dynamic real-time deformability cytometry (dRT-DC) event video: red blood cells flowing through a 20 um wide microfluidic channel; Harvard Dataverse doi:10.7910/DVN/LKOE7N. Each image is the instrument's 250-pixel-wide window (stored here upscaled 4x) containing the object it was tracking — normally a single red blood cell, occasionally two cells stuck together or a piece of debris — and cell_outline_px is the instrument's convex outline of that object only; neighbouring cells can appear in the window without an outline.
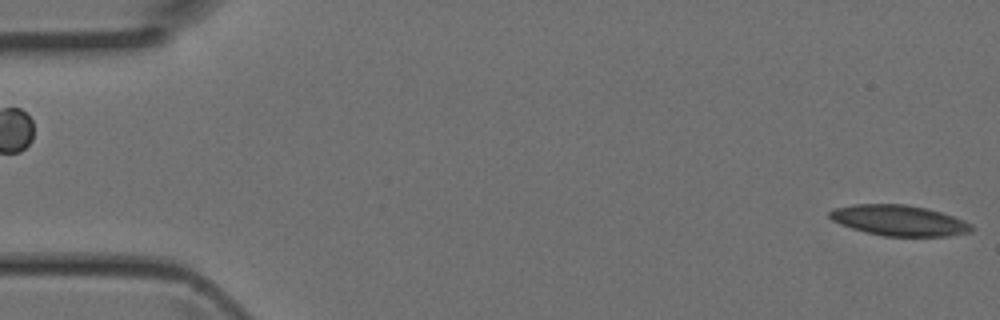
{"species": "Egyptian fruit bat (a non-hibernating species)", "species_latin": "Rousettus aegyptiacus", "temperature_condition": "room temperature", "stored_images_in_passage": 2, "segment_of_instrument_passage": [2, 2], "camera_frame_rate_fps": 3000, "um_per_image_px": 0.085, "animal": {"sex": "female"}, "frame": {"image": 1, "passage_image": 2, "time_ms": 0.333, "image_size_px": [1000, 320], "cell_outline_px": [[976, 228], [968, 232], [948, 236], [884, 236], [852, 228], [840, 224], [832, 220], [828, 216], [828, 212], [832, 208], [856, 204], [904, 204], [928, 208], [964, 220], [972, 224]], "centroid_in_image_um": [76.42, 18.73], "position_along_channel_um": 8.6, "area_um2": 25.32}}